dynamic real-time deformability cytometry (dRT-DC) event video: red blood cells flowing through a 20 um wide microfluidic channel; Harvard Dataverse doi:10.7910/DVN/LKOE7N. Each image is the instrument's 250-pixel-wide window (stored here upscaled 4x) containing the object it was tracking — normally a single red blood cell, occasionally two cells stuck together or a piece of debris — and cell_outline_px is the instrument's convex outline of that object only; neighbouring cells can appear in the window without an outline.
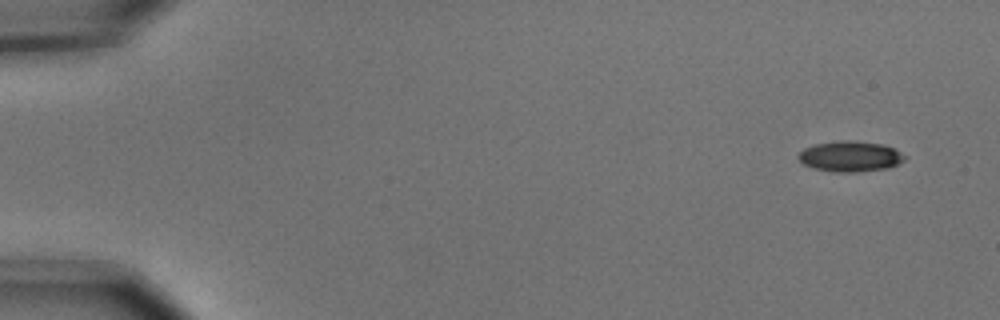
{"species": "common noctule bat (a hibernating species)", "species_latin": "Nyctalus noctula", "temperature_condition": "cold", "stored_images_in_passage": 4, "camera_frame_rate_fps": 3000, "um_per_image_px": 0.085, "animal": {"sex": "male", "body_mass_g": 15.6}, "frame": {"image": 1, "passage_image": 1, "time_ms": 0.0, "image_size_px": [1000, 320], "cell_outline_px": [[908, 156], [904, 160], [888, 168], [856, 172], [836, 172], [812, 168], [804, 164], [796, 156], [804, 148], [816, 144], [844, 140], [848, 140], [884, 144], [896, 148]], "centroid_in_image_um": [72.3, 13.29], "position_along_channel_um": 12.7, "area_um2": 19.02}}